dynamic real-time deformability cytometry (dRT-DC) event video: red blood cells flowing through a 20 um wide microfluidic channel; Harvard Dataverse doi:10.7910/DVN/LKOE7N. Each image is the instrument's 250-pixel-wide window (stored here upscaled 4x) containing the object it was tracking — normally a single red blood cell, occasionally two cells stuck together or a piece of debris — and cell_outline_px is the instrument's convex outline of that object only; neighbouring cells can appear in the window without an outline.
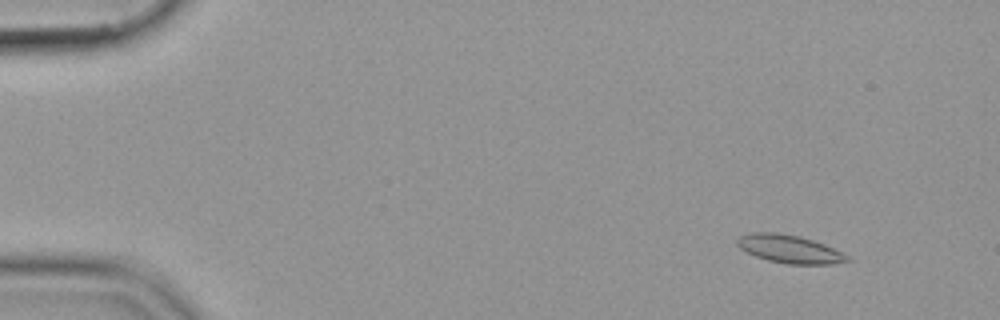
{"species": "common noctule bat (a hibernating species)", "species_latin": "Nyctalus noctula", "temperature_condition": "cold", "stored_images_in_passage": 56, "camera_frame_rate_fps": 3000, "um_per_image_px": 0.085, "animal": {"sex": "female", "body_mass_g": 19.9}, "frame": {"image": 1, "passage_image": 6, "time_ms": 1.667, "image_size_px": [1000, 320], "cell_outline_px": [[852, 260], [832, 264], [788, 264], [768, 260], [756, 256], [740, 248], [736, 244], [736, 240], [740, 236], [752, 232], [776, 232], [800, 236], [824, 244], [844, 252]], "centroid_in_image_um": [67.13, 21.16], "position_along_channel_um": 17.9, "area_um2": 18.03}}
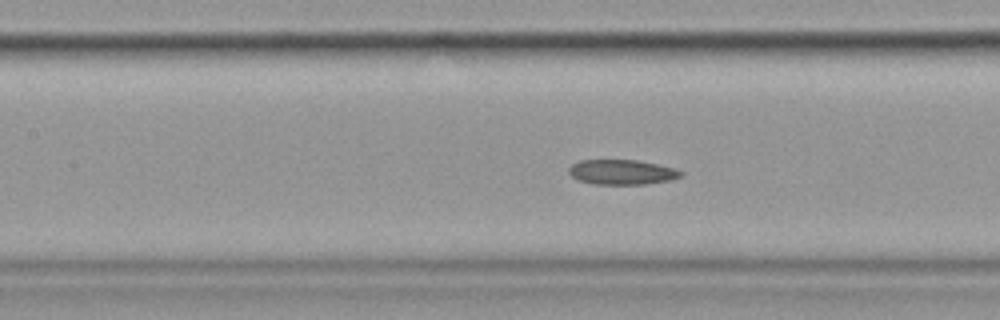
{"frame": {"image": 2, "passage_image": 26, "time_ms": 8.333, "image_size_px": [1000, 320], "cell_outline_px": [[684, 176], [672, 180], [644, 184], [596, 184], [580, 180], [572, 176], [568, 172], [568, 168], [572, 164], [580, 160], [636, 160], [676, 168], [684, 172]], "centroid_in_image_um": [52.91, 14.63], "position_along_channel_um": 154.5, "area_um2": 16.3}}
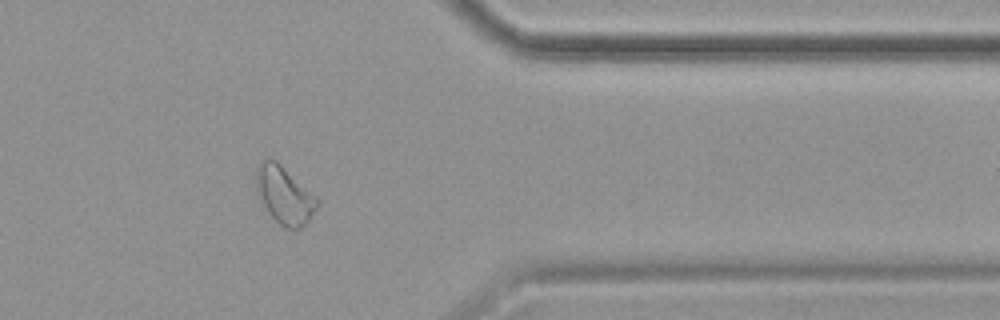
{"frame": {"image": 3, "passage_image": 46, "time_ms": 15.0, "image_size_px": [1000, 320], "cell_outline_px": [[320, 200], [316, 208], [308, 220], [300, 228], [284, 228], [268, 212], [256, 188], [256, 168], [260, 160], [264, 156], [268, 156], [276, 160], [316, 196]], "centroid_in_image_um": [24.15, 16.52], "position_along_channel_um": 387.2, "area_um2": 20.23}}